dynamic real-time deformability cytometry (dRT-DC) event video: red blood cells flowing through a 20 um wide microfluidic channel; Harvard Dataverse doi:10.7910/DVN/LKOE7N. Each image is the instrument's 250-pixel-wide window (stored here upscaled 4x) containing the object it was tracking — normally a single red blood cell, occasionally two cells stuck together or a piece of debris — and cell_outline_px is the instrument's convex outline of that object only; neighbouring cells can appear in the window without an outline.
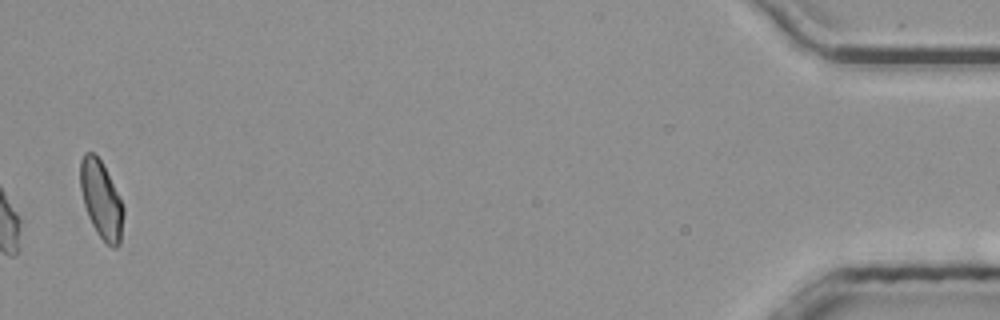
{"species": "common noctule bat (a hibernating species)", "species_latin": "Nyctalus noctula", "temperature_condition": "room temperature", "stored_images_in_passage": 38, "camera_frame_rate_fps": 3000, "um_per_image_px": 0.085, "animal": {"sex": "male", "body_mass_g": 20.4}, "frame": {"image": 1, "passage_image": 38, "time_ms": 12.333, "image_size_px": [1000, 320], "cell_outline_px": [[124, 216], [120, 244], [116, 248], [112, 248], [96, 232], [88, 216], [84, 204], [80, 188], [80, 160], [84, 152], [92, 152], [100, 160], [124, 208]], "centroid_in_image_um": [8.59, 17.01], "position_along_channel_um": 426.6, "area_um2": 19.13}, "authors_computed_cell_mechanics": {"area_um2": 18.207, "velocity_mm_per_s": 3.8352, "shape_relaxation_time_tau1_ms": 9.1546, "shape_relaxation_time_tau2_ms": 7.2585, "deformation_change_tau1": 0.153, "deformation_change_tau2": 0.1335}}